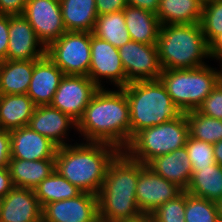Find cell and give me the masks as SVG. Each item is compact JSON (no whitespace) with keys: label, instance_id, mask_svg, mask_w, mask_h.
I'll return each instance as SVG.
<instances>
[{"label":"cell","instance_id":"obj_1","mask_svg":"<svg viewBox=\"0 0 222 222\" xmlns=\"http://www.w3.org/2000/svg\"><path fill=\"white\" fill-rule=\"evenodd\" d=\"M79 140L124 151L130 143L129 103L122 88H99L77 122Z\"/></svg>","mask_w":222,"mask_h":222},{"label":"cell","instance_id":"obj_2","mask_svg":"<svg viewBox=\"0 0 222 222\" xmlns=\"http://www.w3.org/2000/svg\"><path fill=\"white\" fill-rule=\"evenodd\" d=\"M138 175L139 161L119 151L111 160L97 194L100 222H134L145 217L136 200Z\"/></svg>","mask_w":222,"mask_h":222},{"label":"cell","instance_id":"obj_3","mask_svg":"<svg viewBox=\"0 0 222 222\" xmlns=\"http://www.w3.org/2000/svg\"><path fill=\"white\" fill-rule=\"evenodd\" d=\"M118 152L115 146L107 143L78 140L58 147L55 171L82 192L97 195L107 168Z\"/></svg>","mask_w":222,"mask_h":222},{"label":"cell","instance_id":"obj_4","mask_svg":"<svg viewBox=\"0 0 222 222\" xmlns=\"http://www.w3.org/2000/svg\"><path fill=\"white\" fill-rule=\"evenodd\" d=\"M157 47L163 70L192 69L211 62L200 23L161 25Z\"/></svg>","mask_w":222,"mask_h":222},{"label":"cell","instance_id":"obj_5","mask_svg":"<svg viewBox=\"0 0 222 222\" xmlns=\"http://www.w3.org/2000/svg\"><path fill=\"white\" fill-rule=\"evenodd\" d=\"M122 89L129 103L130 141L143 129L174 120L183 114L159 79L130 82Z\"/></svg>","mask_w":222,"mask_h":222},{"label":"cell","instance_id":"obj_6","mask_svg":"<svg viewBox=\"0 0 222 222\" xmlns=\"http://www.w3.org/2000/svg\"><path fill=\"white\" fill-rule=\"evenodd\" d=\"M215 65L216 62L192 69L163 70L159 80L183 113L197 110L222 80V66Z\"/></svg>","mask_w":222,"mask_h":222},{"label":"cell","instance_id":"obj_7","mask_svg":"<svg viewBox=\"0 0 222 222\" xmlns=\"http://www.w3.org/2000/svg\"><path fill=\"white\" fill-rule=\"evenodd\" d=\"M189 124L185 113L180 117L143 129L124 150L132 159L147 165L152 159L185 146Z\"/></svg>","mask_w":222,"mask_h":222},{"label":"cell","instance_id":"obj_8","mask_svg":"<svg viewBox=\"0 0 222 222\" xmlns=\"http://www.w3.org/2000/svg\"><path fill=\"white\" fill-rule=\"evenodd\" d=\"M46 55L64 75L88 76L91 32L66 31L46 47Z\"/></svg>","mask_w":222,"mask_h":222},{"label":"cell","instance_id":"obj_9","mask_svg":"<svg viewBox=\"0 0 222 222\" xmlns=\"http://www.w3.org/2000/svg\"><path fill=\"white\" fill-rule=\"evenodd\" d=\"M88 77L99 88H122L126 86V73L118 49L109 42L96 37L92 32L91 63Z\"/></svg>","mask_w":222,"mask_h":222},{"label":"cell","instance_id":"obj_10","mask_svg":"<svg viewBox=\"0 0 222 222\" xmlns=\"http://www.w3.org/2000/svg\"><path fill=\"white\" fill-rule=\"evenodd\" d=\"M118 51L126 73V86L130 82L159 79L163 69L157 44H143L131 40Z\"/></svg>","mask_w":222,"mask_h":222},{"label":"cell","instance_id":"obj_11","mask_svg":"<svg viewBox=\"0 0 222 222\" xmlns=\"http://www.w3.org/2000/svg\"><path fill=\"white\" fill-rule=\"evenodd\" d=\"M98 90L88 76L64 75L50 105L78 122Z\"/></svg>","mask_w":222,"mask_h":222},{"label":"cell","instance_id":"obj_12","mask_svg":"<svg viewBox=\"0 0 222 222\" xmlns=\"http://www.w3.org/2000/svg\"><path fill=\"white\" fill-rule=\"evenodd\" d=\"M183 190L176 184L155 173L139 161L136 200L139 211L149 217L165 202L176 198Z\"/></svg>","mask_w":222,"mask_h":222},{"label":"cell","instance_id":"obj_13","mask_svg":"<svg viewBox=\"0 0 222 222\" xmlns=\"http://www.w3.org/2000/svg\"><path fill=\"white\" fill-rule=\"evenodd\" d=\"M28 126L58 147L79 140L77 122L51 105L36 106Z\"/></svg>","mask_w":222,"mask_h":222},{"label":"cell","instance_id":"obj_14","mask_svg":"<svg viewBox=\"0 0 222 222\" xmlns=\"http://www.w3.org/2000/svg\"><path fill=\"white\" fill-rule=\"evenodd\" d=\"M22 15L45 47L67 31L63 23L60 0H27Z\"/></svg>","mask_w":222,"mask_h":222},{"label":"cell","instance_id":"obj_15","mask_svg":"<svg viewBox=\"0 0 222 222\" xmlns=\"http://www.w3.org/2000/svg\"><path fill=\"white\" fill-rule=\"evenodd\" d=\"M42 222H100L97 195L81 192L74 198L48 203L42 209Z\"/></svg>","mask_w":222,"mask_h":222},{"label":"cell","instance_id":"obj_16","mask_svg":"<svg viewBox=\"0 0 222 222\" xmlns=\"http://www.w3.org/2000/svg\"><path fill=\"white\" fill-rule=\"evenodd\" d=\"M46 55V47L38 39L27 19L9 15L7 60H38Z\"/></svg>","mask_w":222,"mask_h":222},{"label":"cell","instance_id":"obj_17","mask_svg":"<svg viewBox=\"0 0 222 222\" xmlns=\"http://www.w3.org/2000/svg\"><path fill=\"white\" fill-rule=\"evenodd\" d=\"M42 209L33 189L13 187L0 199V222H42Z\"/></svg>","mask_w":222,"mask_h":222},{"label":"cell","instance_id":"obj_18","mask_svg":"<svg viewBox=\"0 0 222 222\" xmlns=\"http://www.w3.org/2000/svg\"><path fill=\"white\" fill-rule=\"evenodd\" d=\"M58 146L29 126L10 131L11 159H55Z\"/></svg>","mask_w":222,"mask_h":222},{"label":"cell","instance_id":"obj_19","mask_svg":"<svg viewBox=\"0 0 222 222\" xmlns=\"http://www.w3.org/2000/svg\"><path fill=\"white\" fill-rule=\"evenodd\" d=\"M64 73L47 56L35 60L27 95L36 106L50 105Z\"/></svg>","mask_w":222,"mask_h":222},{"label":"cell","instance_id":"obj_20","mask_svg":"<svg viewBox=\"0 0 222 222\" xmlns=\"http://www.w3.org/2000/svg\"><path fill=\"white\" fill-rule=\"evenodd\" d=\"M147 166L183 191L188 189L193 170L185 146L152 159Z\"/></svg>","mask_w":222,"mask_h":222},{"label":"cell","instance_id":"obj_21","mask_svg":"<svg viewBox=\"0 0 222 222\" xmlns=\"http://www.w3.org/2000/svg\"><path fill=\"white\" fill-rule=\"evenodd\" d=\"M123 14L131 40L157 44L161 24L156 14L131 5L123 9Z\"/></svg>","mask_w":222,"mask_h":222},{"label":"cell","instance_id":"obj_22","mask_svg":"<svg viewBox=\"0 0 222 222\" xmlns=\"http://www.w3.org/2000/svg\"><path fill=\"white\" fill-rule=\"evenodd\" d=\"M36 105L27 94H0V126L4 130L29 125Z\"/></svg>","mask_w":222,"mask_h":222},{"label":"cell","instance_id":"obj_23","mask_svg":"<svg viewBox=\"0 0 222 222\" xmlns=\"http://www.w3.org/2000/svg\"><path fill=\"white\" fill-rule=\"evenodd\" d=\"M8 168L14 187L34 189L55 171V159H11Z\"/></svg>","mask_w":222,"mask_h":222},{"label":"cell","instance_id":"obj_24","mask_svg":"<svg viewBox=\"0 0 222 222\" xmlns=\"http://www.w3.org/2000/svg\"><path fill=\"white\" fill-rule=\"evenodd\" d=\"M35 60L0 61V94H26Z\"/></svg>","mask_w":222,"mask_h":222},{"label":"cell","instance_id":"obj_25","mask_svg":"<svg viewBox=\"0 0 222 222\" xmlns=\"http://www.w3.org/2000/svg\"><path fill=\"white\" fill-rule=\"evenodd\" d=\"M67 31L93 32L98 17L95 0H60Z\"/></svg>","mask_w":222,"mask_h":222},{"label":"cell","instance_id":"obj_26","mask_svg":"<svg viewBox=\"0 0 222 222\" xmlns=\"http://www.w3.org/2000/svg\"><path fill=\"white\" fill-rule=\"evenodd\" d=\"M203 7L199 0H160L156 15L161 25L198 24Z\"/></svg>","mask_w":222,"mask_h":222},{"label":"cell","instance_id":"obj_27","mask_svg":"<svg viewBox=\"0 0 222 222\" xmlns=\"http://www.w3.org/2000/svg\"><path fill=\"white\" fill-rule=\"evenodd\" d=\"M187 193L218 202L222 198V166L217 163L192 172Z\"/></svg>","mask_w":222,"mask_h":222},{"label":"cell","instance_id":"obj_28","mask_svg":"<svg viewBox=\"0 0 222 222\" xmlns=\"http://www.w3.org/2000/svg\"><path fill=\"white\" fill-rule=\"evenodd\" d=\"M92 33L117 49L131 41L123 11L98 15Z\"/></svg>","mask_w":222,"mask_h":222},{"label":"cell","instance_id":"obj_29","mask_svg":"<svg viewBox=\"0 0 222 222\" xmlns=\"http://www.w3.org/2000/svg\"><path fill=\"white\" fill-rule=\"evenodd\" d=\"M33 190L42 208L48 203L74 198L82 192L56 171Z\"/></svg>","mask_w":222,"mask_h":222},{"label":"cell","instance_id":"obj_30","mask_svg":"<svg viewBox=\"0 0 222 222\" xmlns=\"http://www.w3.org/2000/svg\"><path fill=\"white\" fill-rule=\"evenodd\" d=\"M185 115L192 138L212 145L222 140V119L205 116L197 110L187 111Z\"/></svg>","mask_w":222,"mask_h":222},{"label":"cell","instance_id":"obj_31","mask_svg":"<svg viewBox=\"0 0 222 222\" xmlns=\"http://www.w3.org/2000/svg\"><path fill=\"white\" fill-rule=\"evenodd\" d=\"M186 222H220L216 202L193 196L185 191Z\"/></svg>","mask_w":222,"mask_h":222},{"label":"cell","instance_id":"obj_32","mask_svg":"<svg viewBox=\"0 0 222 222\" xmlns=\"http://www.w3.org/2000/svg\"><path fill=\"white\" fill-rule=\"evenodd\" d=\"M193 171L216 164L213 145L192 138L190 135L185 144Z\"/></svg>","mask_w":222,"mask_h":222},{"label":"cell","instance_id":"obj_33","mask_svg":"<svg viewBox=\"0 0 222 222\" xmlns=\"http://www.w3.org/2000/svg\"><path fill=\"white\" fill-rule=\"evenodd\" d=\"M200 25L207 44L222 33V0L203 7Z\"/></svg>","mask_w":222,"mask_h":222},{"label":"cell","instance_id":"obj_34","mask_svg":"<svg viewBox=\"0 0 222 222\" xmlns=\"http://www.w3.org/2000/svg\"><path fill=\"white\" fill-rule=\"evenodd\" d=\"M152 222H186L185 191L176 198L165 202L150 216Z\"/></svg>","mask_w":222,"mask_h":222},{"label":"cell","instance_id":"obj_35","mask_svg":"<svg viewBox=\"0 0 222 222\" xmlns=\"http://www.w3.org/2000/svg\"><path fill=\"white\" fill-rule=\"evenodd\" d=\"M197 111L211 118L222 119V80L201 103Z\"/></svg>","mask_w":222,"mask_h":222},{"label":"cell","instance_id":"obj_36","mask_svg":"<svg viewBox=\"0 0 222 222\" xmlns=\"http://www.w3.org/2000/svg\"><path fill=\"white\" fill-rule=\"evenodd\" d=\"M9 15L0 14V61L7 60Z\"/></svg>","mask_w":222,"mask_h":222},{"label":"cell","instance_id":"obj_37","mask_svg":"<svg viewBox=\"0 0 222 222\" xmlns=\"http://www.w3.org/2000/svg\"><path fill=\"white\" fill-rule=\"evenodd\" d=\"M10 160V131L2 129L0 131V168L8 167Z\"/></svg>","mask_w":222,"mask_h":222},{"label":"cell","instance_id":"obj_38","mask_svg":"<svg viewBox=\"0 0 222 222\" xmlns=\"http://www.w3.org/2000/svg\"><path fill=\"white\" fill-rule=\"evenodd\" d=\"M95 3L98 15L123 11L127 6L126 0H95Z\"/></svg>","mask_w":222,"mask_h":222},{"label":"cell","instance_id":"obj_39","mask_svg":"<svg viewBox=\"0 0 222 222\" xmlns=\"http://www.w3.org/2000/svg\"><path fill=\"white\" fill-rule=\"evenodd\" d=\"M27 0H0V14L21 15Z\"/></svg>","mask_w":222,"mask_h":222},{"label":"cell","instance_id":"obj_40","mask_svg":"<svg viewBox=\"0 0 222 222\" xmlns=\"http://www.w3.org/2000/svg\"><path fill=\"white\" fill-rule=\"evenodd\" d=\"M208 52L211 58V61L216 62L219 65H222V33L217 35L209 44Z\"/></svg>","mask_w":222,"mask_h":222},{"label":"cell","instance_id":"obj_41","mask_svg":"<svg viewBox=\"0 0 222 222\" xmlns=\"http://www.w3.org/2000/svg\"><path fill=\"white\" fill-rule=\"evenodd\" d=\"M14 187L9 168H0V199Z\"/></svg>","mask_w":222,"mask_h":222},{"label":"cell","instance_id":"obj_42","mask_svg":"<svg viewBox=\"0 0 222 222\" xmlns=\"http://www.w3.org/2000/svg\"><path fill=\"white\" fill-rule=\"evenodd\" d=\"M127 5L142 8L156 14L160 0H126Z\"/></svg>","mask_w":222,"mask_h":222},{"label":"cell","instance_id":"obj_43","mask_svg":"<svg viewBox=\"0 0 222 222\" xmlns=\"http://www.w3.org/2000/svg\"><path fill=\"white\" fill-rule=\"evenodd\" d=\"M213 149L216 163L222 166V140L215 143Z\"/></svg>","mask_w":222,"mask_h":222},{"label":"cell","instance_id":"obj_44","mask_svg":"<svg viewBox=\"0 0 222 222\" xmlns=\"http://www.w3.org/2000/svg\"><path fill=\"white\" fill-rule=\"evenodd\" d=\"M216 206L219 220L220 222H222V198L218 202H216Z\"/></svg>","mask_w":222,"mask_h":222},{"label":"cell","instance_id":"obj_45","mask_svg":"<svg viewBox=\"0 0 222 222\" xmlns=\"http://www.w3.org/2000/svg\"><path fill=\"white\" fill-rule=\"evenodd\" d=\"M200 3L205 6L207 4H210V3H213V2H218V1H221V0H199Z\"/></svg>","mask_w":222,"mask_h":222},{"label":"cell","instance_id":"obj_46","mask_svg":"<svg viewBox=\"0 0 222 222\" xmlns=\"http://www.w3.org/2000/svg\"><path fill=\"white\" fill-rule=\"evenodd\" d=\"M134 222H152V220L150 217H143L142 219Z\"/></svg>","mask_w":222,"mask_h":222}]
</instances>
